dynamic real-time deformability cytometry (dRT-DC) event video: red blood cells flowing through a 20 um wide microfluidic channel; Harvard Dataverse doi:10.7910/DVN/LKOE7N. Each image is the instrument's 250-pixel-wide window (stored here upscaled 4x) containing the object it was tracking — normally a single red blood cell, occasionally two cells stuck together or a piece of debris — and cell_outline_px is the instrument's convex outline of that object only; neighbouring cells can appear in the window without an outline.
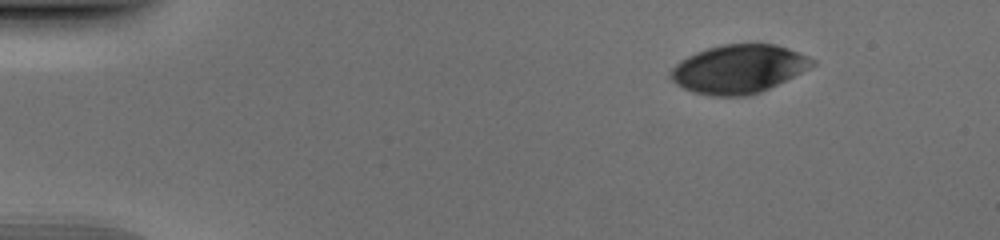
{"species": "human", "species_latin": "Homo sapiens", "temperature_condition": "cold", "stored_images_in_passage": 46, "camera_frame_rate_fps": 3000, "um_per_image_px": 0.085, "donor": {"sex": "male"}, "frame": {"image": 1, "passage_image": 1, "time_ms": 0.0, "image_size_px": [1000, 240], "cell_outline_px": [[816, 64], [760, 92], [748, 96], [712, 96], [692, 92], [676, 84], [668, 76], [668, 72], [680, 60], [696, 52], [708, 48], [724, 44], [776, 44], [788, 48], [808, 56], [816, 60]], "centroid_in_image_um": [62.74, 5.86], "position_along_channel_um": 22.3, "area_um2": 39.82}}
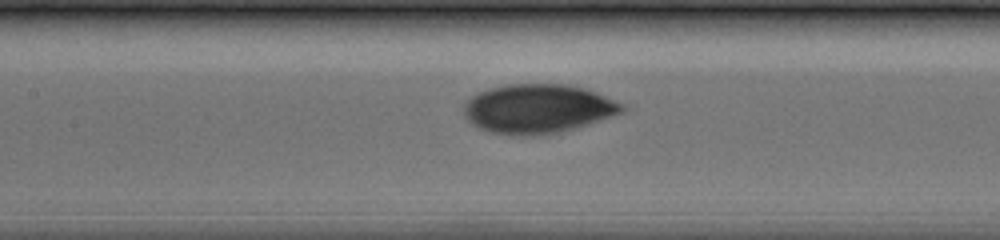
{"frame": {"image": 2, "passage_image": 19, "time_ms": 6.0, "image_size_px": [1000, 240], "cell_outline_px": [[624, 108], [620, 112], [572, 128], [556, 132], [532, 136], [512, 136], [492, 132], [480, 128], [472, 124], [464, 116], [464, 104], [472, 96], [488, 88], [508, 84], [568, 84], [588, 88], [620, 104]], "centroid_in_image_um": [45.62, 9.23], "position_along_channel_um": 161.8, "area_um2": 44.62}}
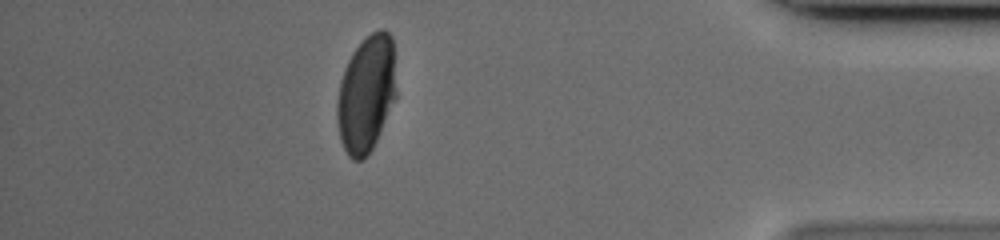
{"frame": {"image": 3, "passage_image": 40, "time_ms": 13.0, "image_size_px": [1000, 240], "cell_outline_px": [[396, 100], [372, 148], [360, 160], [352, 160], [348, 156], [340, 140], [336, 120], [336, 104], [340, 80], [344, 68], [352, 52], [372, 32], [380, 28], [384, 28], [392, 36], [396, 92]], "centroid_in_image_um": [31.12, 7.97], "position_along_channel_um": 404.1, "area_um2": 40.4}}